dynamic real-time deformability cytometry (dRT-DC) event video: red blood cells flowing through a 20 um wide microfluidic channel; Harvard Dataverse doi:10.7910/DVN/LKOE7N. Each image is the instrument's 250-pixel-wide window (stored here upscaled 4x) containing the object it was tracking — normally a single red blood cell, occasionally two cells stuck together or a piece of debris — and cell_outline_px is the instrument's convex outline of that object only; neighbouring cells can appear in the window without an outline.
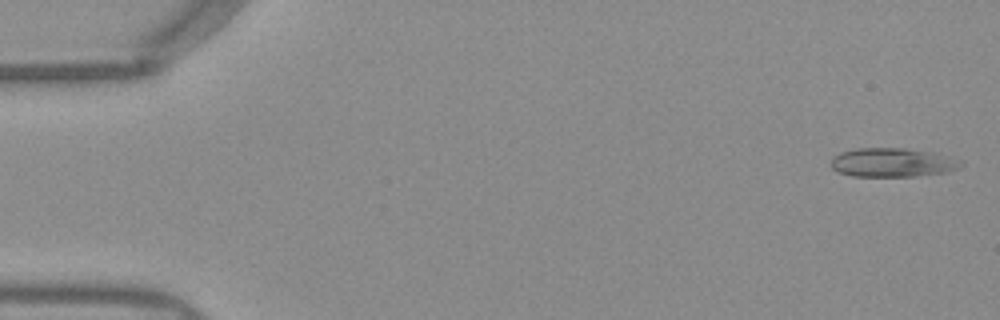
{"species": "Egyptian fruit bat (a non-hibernating species)", "species_latin": "Rousettus aegyptiacus", "temperature_condition": "warm", "stored_images_in_passage": 26, "camera_frame_rate_fps": 3000, "um_per_image_px": 0.085, "frame": {"image": 1, "passage_image": 1, "time_ms": 0.0, "image_size_px": [1000, 320], "cell_outline_px": [[964, 164], [960, 168], [944, 172], [912, 176], [852, 176], [836, 172], [832, 168], [832, 156], [840, 152], [856, 148], [904, 148], [932, 152]], "centroid_in_image_um": [75.75, 13.81], "position_along_channel_um": 9.3, "area_um2": 21.56}}
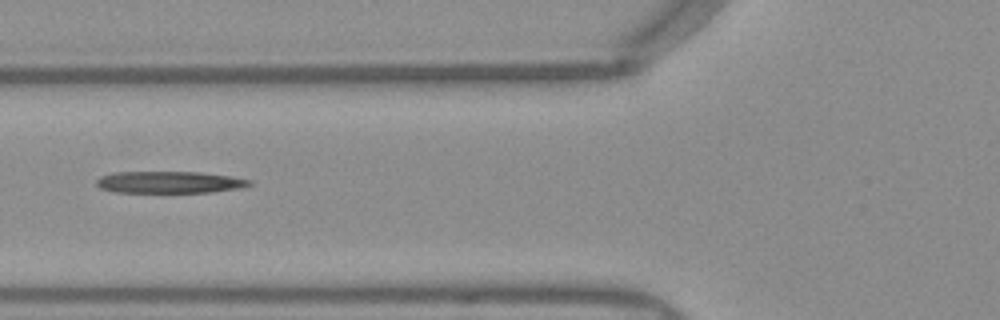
{"frame": {"image": 2, "passage_image": 19, "time_ms": 6.0, "image_size_px": [1000, 320], "cell_outline_px": [[252, 184], [240, 188], [212, 192], [112, 192], [100, 188], [96, 184], [96, 180], [100, 176], [112, 172], [200, 172], [232, 176], [252, 180]], "centroid_in_image_um": [14.39, 15.48], "position_along_channel_um": 111.4, "area_um2": 19.59}}
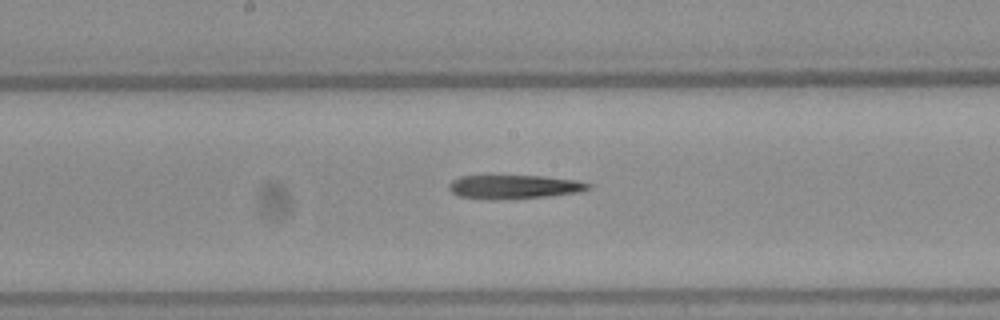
{"frame": {"image": 3, "passage_image": 26, "time_ms": 8.333, "image_size_px": [1000, 320], "cell_outline_px": [[592, 188], [580, 192], [548, 196], [460, 196], [452, 192], [448, 188], [448, 184], [452, 180], [460, 176], [544, 176], [576, 180], [592, 184]], "centroid_in_image_um": [43.81, 15.82], "position_along_channel_um": 204.4, "area_um2": 18.09}}